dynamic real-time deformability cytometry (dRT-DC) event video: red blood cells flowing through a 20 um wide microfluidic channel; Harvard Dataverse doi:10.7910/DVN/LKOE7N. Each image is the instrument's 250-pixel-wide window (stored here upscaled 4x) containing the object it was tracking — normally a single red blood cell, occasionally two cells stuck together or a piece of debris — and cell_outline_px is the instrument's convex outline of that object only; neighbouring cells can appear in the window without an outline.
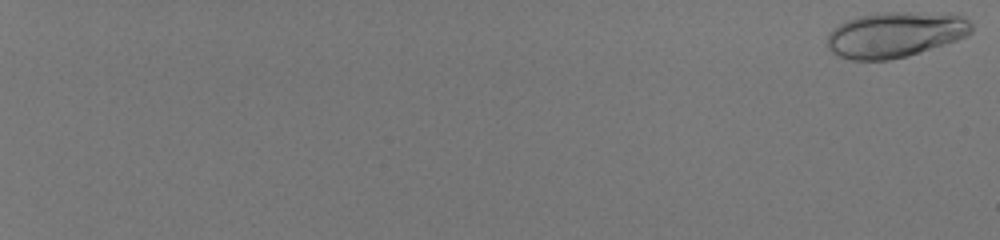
{"species": "human", "species_latin": "Homo sapiens", "temperature_condition": "room temperature", "stored_images_in_passage": 58, "camera_frame_rate_fps": 3000, "um_per_image_px": 0.085, "donor": {"sex": "male"}, "frame": {"image": 1, "passage_image": 1, "time_ms": 0.0, "image_size_px": [1000, 240], "cell_outline_px": [[972, 32], [956, 40], [908, 56], [888, 60], [852, 60], [836, 56], [828, 48], [828, 32], [832, 28], [848, 20], [860, 16], [884, 12], [908, 12], [964, 16], [972, 24]], "centroid_in_image_um": [76.05, 2.96], "position_along_channel_um": 9.0, "area_um2": 37.97}}
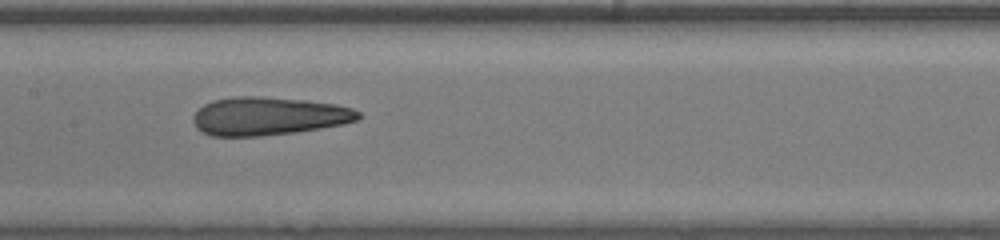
{"frame": {"image": 2, "passage_image": 36, "time_ms": 11.667, "image_size_px": [1000, 240], "cell_outline_px": [[360, 120], [344, 124], [296, 132], [260, 136], [212, 136], [200, 132], [196, 128], [192, 120], [192, 116], [204, 104], [212, 100], [236, 96], [256, 96], [308, 100], [336, 104], [352, 108], [360, 112]], "centroid_in_image_um": [22.82, 9.87], "position_along_channel_um": 184.6, "area_um2": 37.11}}
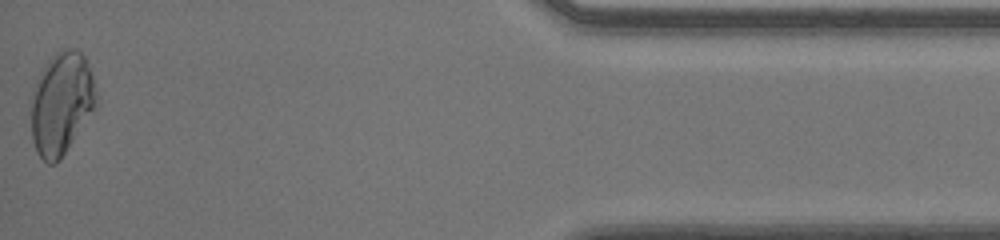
{"frame": {"image": 3, "passage_image": 58, "time_ms": 19.0, "image_size_px": [1000, 240], "cell_outline_px": [[96, 108], [60, 160], [56, 164], [48, 164], [36, 152], [32, 140], [28, 104], [32, 88], [40, 72], [48, 60], [56, 52], [68, 48], [76, 48], [84, 56], [92, 76], [96, 92]], "centroid_in_image_um": [5.17, 8.81], "position_along_channel_um": 430.0, "area_um2": 39.65}, "authors_computed_cell_mechanics": {"area_um2": 36.125, "velocity_mm_per_s": 4.0591, "shape_relaxation_time_tau1_ms": 6.4405, "shape_relaxation_time_tau2_ms": 1.44, "deformation_change_tau1": 0.1728, "deformation_change_tau2": 0.0807}}